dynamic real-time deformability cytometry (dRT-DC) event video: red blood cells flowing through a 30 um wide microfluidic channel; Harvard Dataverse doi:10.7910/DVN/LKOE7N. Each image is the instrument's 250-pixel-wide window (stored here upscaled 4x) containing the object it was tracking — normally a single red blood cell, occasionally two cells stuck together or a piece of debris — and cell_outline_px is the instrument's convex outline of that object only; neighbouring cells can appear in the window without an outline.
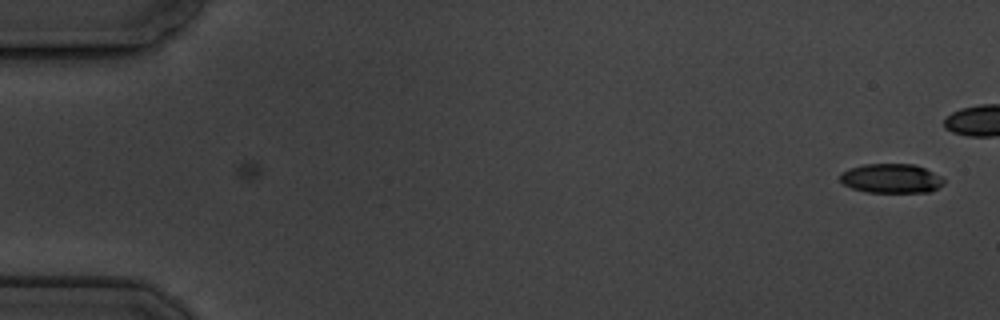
{"species": "common noctule bat (a hibernating species)", "species_latin": "Nyctalus noctula", "temperature_condition": "cold", "stored_images_in_passage": 2, "camera_frame_rate_fps": 3000, "um_per_image_px": 0.085, "animal": {"sex": "male", "body_mass_g": 19.5, "forearm_length_mm": 54.6}, "frame": {"image": 1, "passage_image": 2, "time_ms": 1.0, "image_size_px": [1000, 320], "cell_outline_px": [[944, 184], [928, 192], [868, 192], [852, 188], [844, 184], [840, 180], [840, 172], [848, 168], [864, 164], [912, 164], [924, 168], [940, 176], [944, 180]], "centroid_in_image_um": [75.72, 15.16], "position_along_channel_um": 9.3, "area_um2": 17.63}}